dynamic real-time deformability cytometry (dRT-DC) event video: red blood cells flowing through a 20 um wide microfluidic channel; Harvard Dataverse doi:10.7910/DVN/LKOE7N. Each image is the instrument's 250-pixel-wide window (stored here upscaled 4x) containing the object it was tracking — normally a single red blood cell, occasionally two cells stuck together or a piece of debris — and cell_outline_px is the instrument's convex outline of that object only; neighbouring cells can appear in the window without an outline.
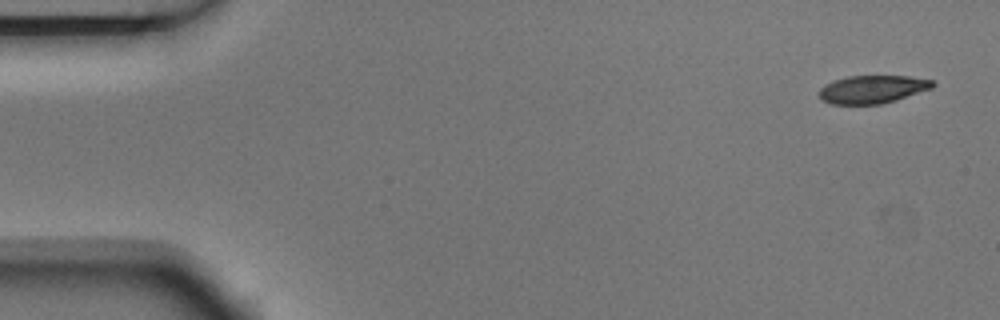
{"species": "Egyptian fruit bat (a non-hibernating species)", "species_latin": "Rousettus aegyptiacus", "temperature_condition": "room temperature", "stored_images_in_passage": 4, "camera_frame_rate_fps": 3000, "um_per_image_px": 0.085, "animal": {"sex": "male"}, "frame": {"image": 1, "passage_image": 1, "time_ms": 0.0, "image_size_px": [1000, 320], "cell_outline_px": [[936, 84], [932, 88], [896, 100], [880, 104], [832, 104], [820, 100], [816, 92], [820, 88], [832, 80], [848, 76], [912, 76], [932, 80]], "centroid_in_image_um": [74.12, 7.59], "position_along_channel_um": 10.9, "area_um2": 18.73}}